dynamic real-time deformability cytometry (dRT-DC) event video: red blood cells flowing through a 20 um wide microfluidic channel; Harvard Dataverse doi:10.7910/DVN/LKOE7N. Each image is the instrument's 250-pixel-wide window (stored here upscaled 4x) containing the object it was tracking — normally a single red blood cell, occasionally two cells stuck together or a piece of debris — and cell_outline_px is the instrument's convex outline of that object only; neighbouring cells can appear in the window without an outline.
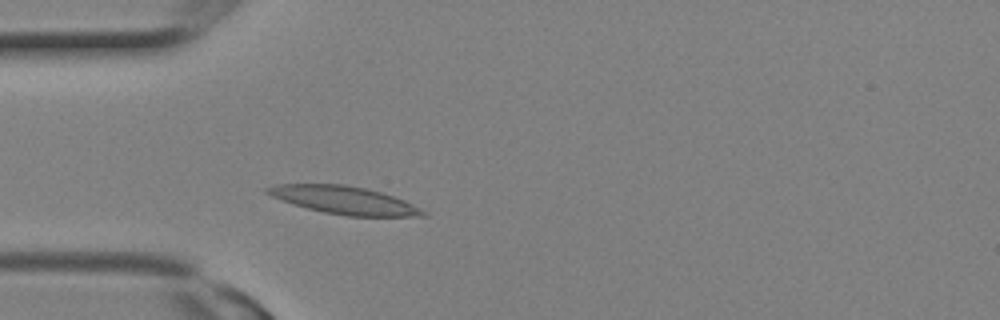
{"species": "Egyptian fruit bat (a non-hibernating species)", "species_latin": "Rousettus aegyptiacus", "temperature_condition": "room temperature", "stored_images_in_passage": 1, "camera_frame_rate_fps": 3000, "um_per_image_px": 0.085, "animal": {"sex": "female"}, "frame": {"image": 1, "passage_image": 1, "time_ms": 0.0, "image_size_px": [1000, 320], "cell_outline_px": [[428, 216], [348, 216], [324, 212], [292, 204], [272, 196], [264, 192], [264, 188], [276, 184], [344, 184], [364, 188], [380, 192], [404, 200], [428, 212]], "centroid_in_image_um": [29.24, 17.01], "position_along_channel_um": 55.8, "area_um2": 25.09}}